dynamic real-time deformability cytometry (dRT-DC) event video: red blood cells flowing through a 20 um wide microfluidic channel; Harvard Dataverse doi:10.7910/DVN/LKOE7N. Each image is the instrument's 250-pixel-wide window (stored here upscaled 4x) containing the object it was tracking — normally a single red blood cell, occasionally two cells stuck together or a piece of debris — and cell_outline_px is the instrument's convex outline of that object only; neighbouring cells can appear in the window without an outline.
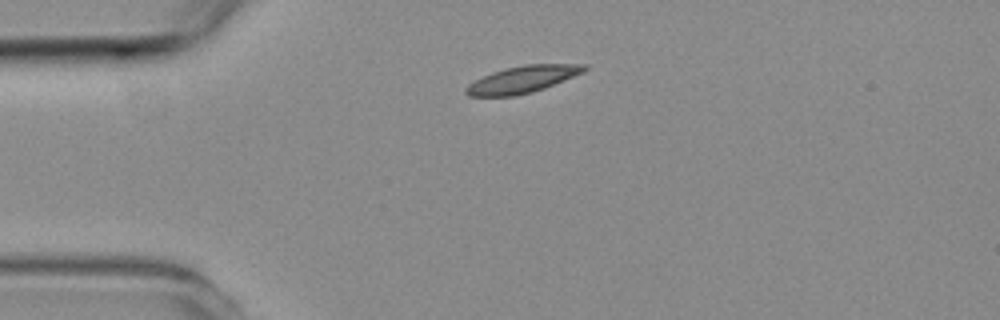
{"species": "common noctule bat (a hibernating species)", "species_latin": "Nyctalus noctula", "temperature_condition": "room temperature", "stored_images_in_passage": 2, "camera_frame_rate_fps": 3000, "um_per_image_px": 0.085, "animal": {"sex": "female", "body_mass_g": 19.3, "forearm_length_mm": 54.1}, "frame": {"image": 1, "passage_image": 1, "time_ms": 0.0, "image_size_px": [1000, 320], "cell_outline_px": [[588, 68], [584, 72], [544, 88], [532, 92], [516, 96], [468, 96], [464, 92], [464, 88], [468, 84], [492, 72], [504, 68], [524, 64], [588, 64]], "centroid_in_image_um": [44.41, 6.74], "position_along_channel_um": 40.6, "area_um2": 18.61}}